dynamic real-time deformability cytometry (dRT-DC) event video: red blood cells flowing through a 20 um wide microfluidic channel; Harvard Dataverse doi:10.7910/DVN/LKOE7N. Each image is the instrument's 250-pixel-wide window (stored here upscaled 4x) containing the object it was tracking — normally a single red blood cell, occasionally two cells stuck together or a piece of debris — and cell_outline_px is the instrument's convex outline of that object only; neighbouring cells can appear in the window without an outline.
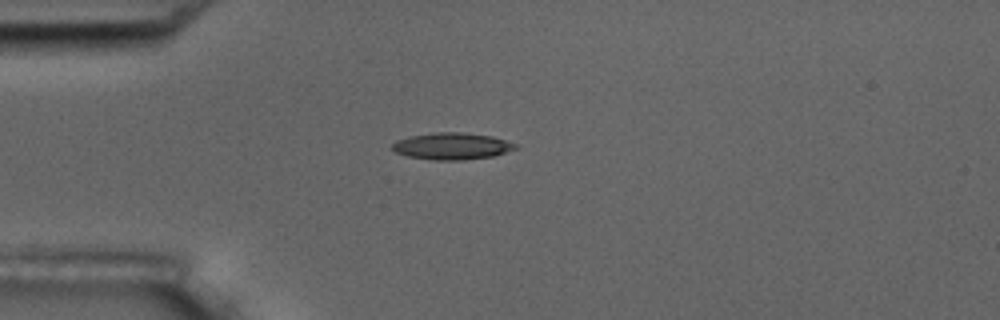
{"species": "common noctule bat (a hibernating species)", "species_latin": "Nyctalus noctula", "temperature_condition": "room temperature", "stored_images_in_passage": 12, "camera_frame_rate_fps": 3000, "um_per_image_px": 0.085, "animal": {"sex": "male", "body_mass_g": 17.5, "forearm_length_mm": 52.3}, "frame": {"image": 1, "passage_image": 1, "time_ms": 0.0, "image_size_px": [1000, 320], "cell_outline_px": [[520, 148], [492, 156], [460, 160], [432, 160], [408, 156], [396, 152], [388, 148], [396, 140], [408, 136], [436, 132], [460, 132], [492, 136], [520, 144]], "centroid_in_image_um": [38.42, 12.41], "position_along_channel_um": 46.6, "area_um2": 19.48}}
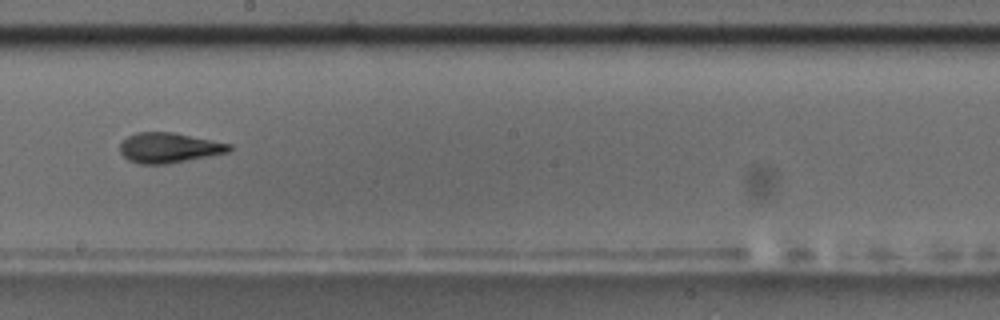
{"frame": {"image": 2, "passage_image": 6, "time_ms": 5.667, "image_size_px": [1000, 320], "cell_outline_px": [[232, 148], [228, 152], [168, 164], [140, 164], [128, 160], [120, 152], [120, 144], [128, 136], [136, 132], [172, 132], [232, 144]], "centroid_in_image_um": [14.35, 12.56], "position_along_channel_um": 233.9, "area_um2": 19.07}}
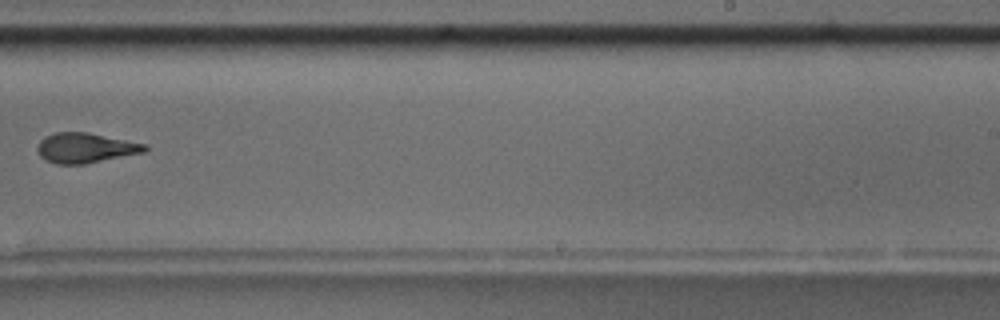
{"frame": {"image": 3, "passage_image": 7, "time_ms": 7.0, "image_size_px": [1000, 320], "cell_outline_px": [[148, 148], [144, 152], [84, 164], [56, 164], [44, 160], [40, 156], [36, 148], [40, 140], [44, 136], [56, 132], [88, 132], [148, 144]], "centroid_in_image_um": [7.24, 12.56], "position_along_channel_um": 281.8, "area_um2": 18.9}, "authors_computed_cell_mechanics": {"area_um2": 19.0162, "velocity_mm_per_s": 3.6027, "shape_relaxation_time_tau1_ms": 5.6608, "shape_relaxation_time_tau2_ms": 2.1111, "deformation_change_tau1": 0.2011, "deformation_change_tau2": 0.0966}}